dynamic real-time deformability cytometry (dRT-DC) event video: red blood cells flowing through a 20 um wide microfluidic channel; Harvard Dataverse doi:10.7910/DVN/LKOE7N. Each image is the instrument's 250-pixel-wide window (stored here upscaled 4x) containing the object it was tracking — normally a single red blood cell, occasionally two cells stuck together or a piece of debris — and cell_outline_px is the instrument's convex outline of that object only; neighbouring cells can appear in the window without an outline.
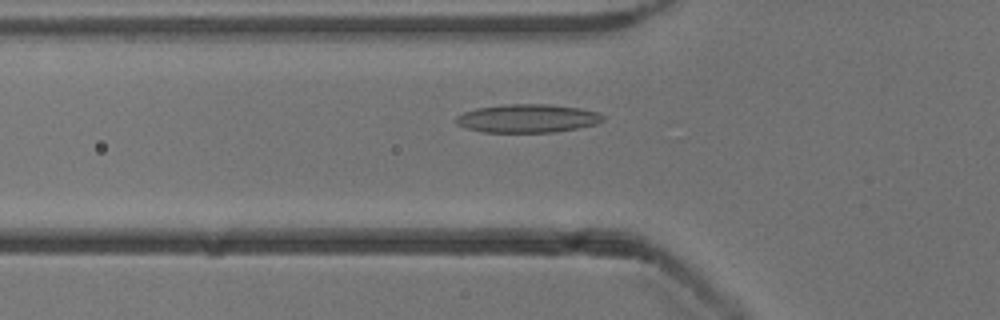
{"species": "common noctule bat (a hibernating species)", "species_latin": "Nyctalus noctula", "temperature_condition": "cold", "stored_images_in_passage": 48, "camera_frame_rate_fps": 3000, "um_per_image_px": 0.085, "animal": {"sex": "male", "body_mass_g": 13.3}, "frame": {"image": 1, "passage_image": 14, "time_ms": 4.333, "image_size_px": [1000, 320], "cell_outline_px": [[604, 120], [596, 124], [576, 128], [552, 132], [484, 132], [468, 128], [456, 124], [456, 116], [464, 112], [476, 108], [504, 104], [548, 104], [580, 108], [596, 112], [604, 116]], "centroid_in_image_um": [44.83, 10.05], "position_along_channel_um": 81.0, "area_um2": 24.16}}
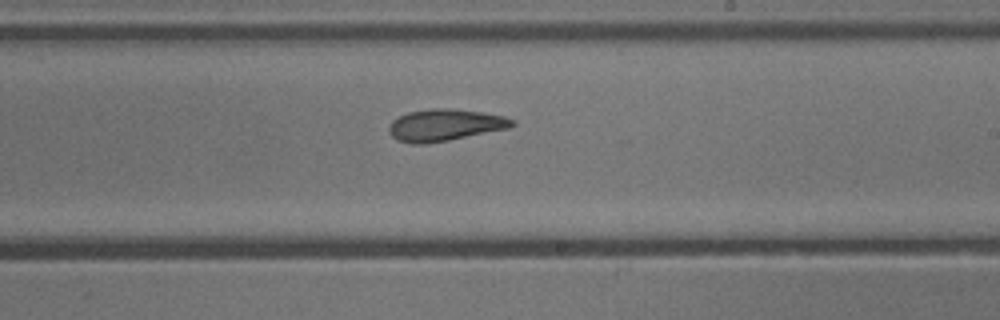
{"frame": {"image": 2, "passage_image": 27, "time_ms": 8.667, "image_size_px": [1000, 320], "cell_outline_px": [[516, 124], [508, 128], [448, 140], [424, 144], [412, 144], [400, 140], [392, 136], [388, 132], [388, 128], [392, 120], [408, 112], [432, 108], [448, 108], [480, 112], [504, 116], [516, 120]], "centroid_in_image_um": [37.81, 10.62], "position_along_channel_um": 251.2, "area_um2": 22.66}}
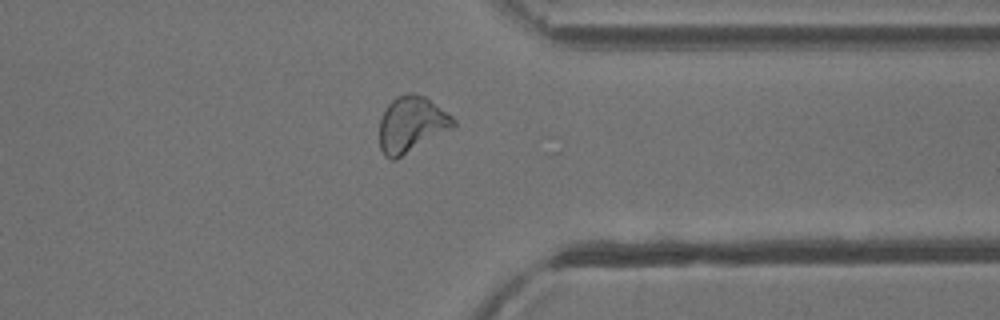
{"frame": {"image": 3, "passage_image": 37, "time_ms": 12.0, "image_size_px": [1000, 320], "cell_outline_px": [[456, 128], [396, 160], [392, 160], [384, 156], [380, 148], [380, 120], [388, 104], [396, 96], [412, 92], [416, 92], [424, 96], [452, 116], [456, 120]], "centroid_in_image_um": [35.01, 10.6], "position_along_channel_um": 376.4, "area_um2": 24.51}, "authors_computed_cell_mechanics": {"area_um2": 23.698, "velocity_mm_per_s": 3.9031, "shape_relaxation_time_tau1_ms": null, "shape_relaxation_time_tau2_ms": 2.2976, "deformation_change_tau1": null, "deformation_change_tau2": 0.0996}}